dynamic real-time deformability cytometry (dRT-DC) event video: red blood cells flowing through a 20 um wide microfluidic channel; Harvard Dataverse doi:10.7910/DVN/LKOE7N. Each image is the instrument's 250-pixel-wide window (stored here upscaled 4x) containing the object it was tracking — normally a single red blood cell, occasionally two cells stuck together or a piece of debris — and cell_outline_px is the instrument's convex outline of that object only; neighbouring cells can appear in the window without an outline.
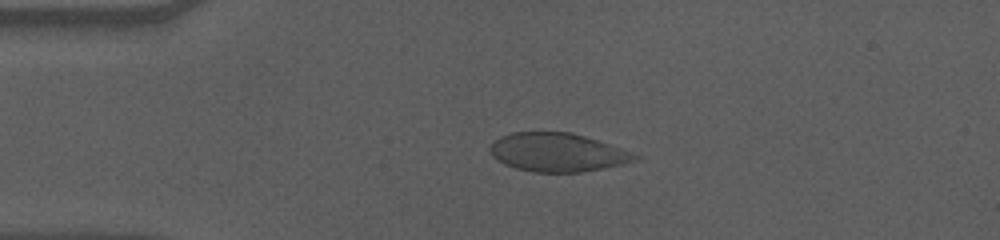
{"species": "human", "species_latin": "Homo sapiens", "temperature_condition": "cold", "stored_images_in_passage": 47, "camera_frame_rate_fps": 3000, "um_per_image_px": 0.085, "donor": {"sex": "male"}, "frame": {"image": 1, "passage_image": 3, "time_ms": 0.667, "image_size_px": [1000, 240], "cell_outline_px": [[644, 156], [640, 160], [624, 164], [580, 172], [532, 172], [516, 168], [504, 164], [492, 156], [488, 148], [500, 136], [512, 132], [572, 132]], "centroid_in_image_um": [47.4, 12.95], "position_along_channel_um": 37.6, "area_um2": 32.6}}
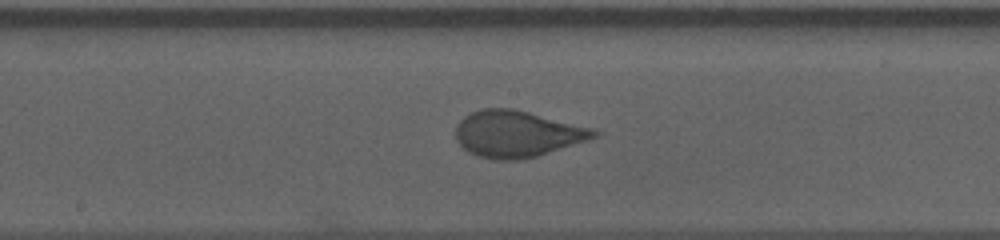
{"frame": {"image": 2, "passage_image": 20, "time_ms": 6.333, "image_size_px": [1000, 240], "cell_outline_px": [[600, 132], [596, 136], [588, 140], [536, 156], [520, 160], [496, 160], [476, 156], [468, 152], [456, 140], [456, 124], [464, 116], [480, 108], [512, 108], [592, 128]], "centroid_in_image_um": [43.9, 11.38], "position_along_channel_um": 204.3, "area_um2": 37.28}}
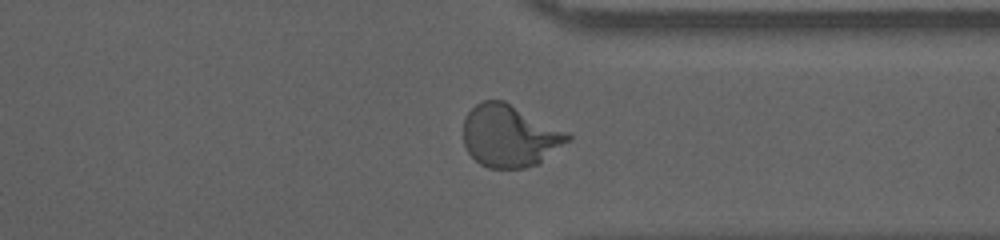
{"frame": {"image": 3, "passage_image": 34, "time_ms": 11.0, "image_size_px": [1000, 240], "cell_outline_px": [[572, 140], [536, 164], [524, 168], [488, 168], [480, 164], [468, 152], [464, 144], [464, 120], [468, 112], [476, 104], [484, 100], [504, 100], [568, 132], [572, 136]], "centroid_in_image_um": [43.33, 11.55], "position_along_channel_um": 368.1, "area_um2": 37.74}, "authors_computed_cell_mechanics": {"area_um2": 36.5296, "velocity_mm_per_s": 3.5397, "shape_relaxation_time_tau1_ms": 5.353, "shape_relaxation_time_tau2_ms": null, "deformation_change_tau1": 0.1848, "deformation_change_tau2": null}}